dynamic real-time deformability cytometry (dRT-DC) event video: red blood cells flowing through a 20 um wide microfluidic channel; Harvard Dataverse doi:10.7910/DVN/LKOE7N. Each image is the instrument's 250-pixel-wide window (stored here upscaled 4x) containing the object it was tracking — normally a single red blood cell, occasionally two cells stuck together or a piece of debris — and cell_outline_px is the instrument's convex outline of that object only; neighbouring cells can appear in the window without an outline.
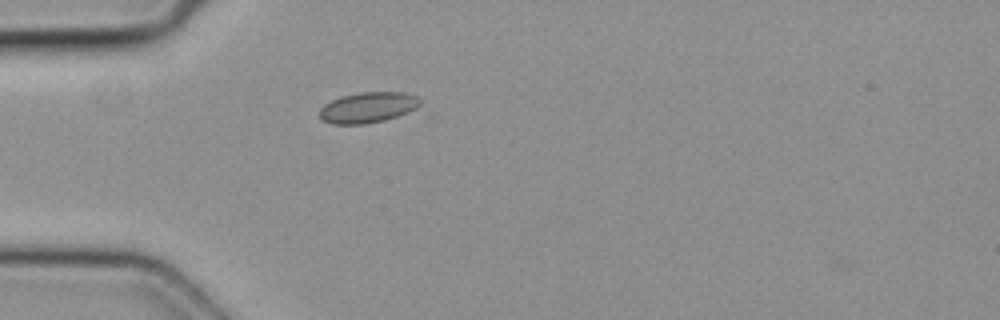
{"species": "common noctule bat (a hibernating species)", "species_latin": "Nyctalus noctula", "temperature_condition": "cold", "stored_images_in_passage": 3, "camera_frame_rate_fps": 3000, "um_per_image_px": 0.085, "animal": {"sex": "female", "body_mass_g": 19.3, "forearm_length_mm": 54.1}, "frame": {"image": 1, "passage_image": 2, "time_ms": 0.333, "image_size_px": [1000, 320], "cell_outline_px": [[420, 104], [416, 108], [408, 112], [384, 120], [364, 124], [332, 124], [324, 120], [320, 116], [320, 108], [324, 104], [340, 96], [360, 92], [404, 92], [416, 96], [420, 100]], "centroid_in_image_um": [31.26, 9.12], "position_along_channel_um": 53.7, "area_um2": 17.86}}